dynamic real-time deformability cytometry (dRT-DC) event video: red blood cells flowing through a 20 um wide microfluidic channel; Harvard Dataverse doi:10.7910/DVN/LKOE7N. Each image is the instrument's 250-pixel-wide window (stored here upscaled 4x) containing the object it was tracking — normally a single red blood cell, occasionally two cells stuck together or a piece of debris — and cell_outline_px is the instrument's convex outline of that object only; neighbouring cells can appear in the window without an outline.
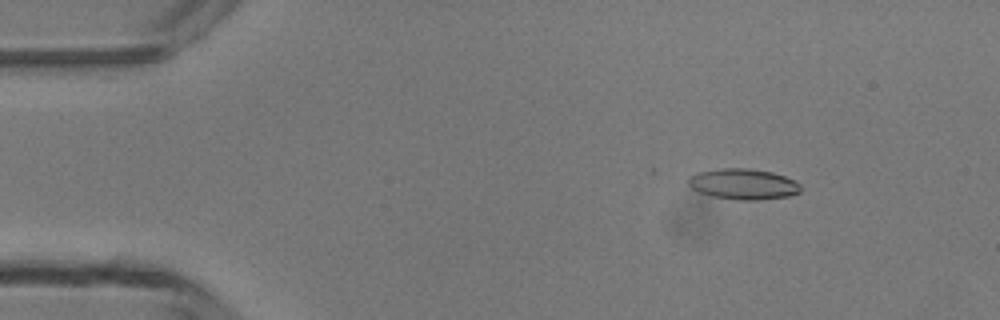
{"species": "common noctule bat (a hibernating species)", "species_latin": "Nyctalus noctula", "temperature_condition": "room temperature", "stored_images_in_passage": 4, "camera_frame_rate_fps": 3000, "um_per_image_px": 0.085, "animal": {"sex": "male", "body_mass_g": 13.3}, "frame": {"image": 1, "passage_image": 2, "time_ms": 2.0, "image_size_px": [1000, 320], "cell_outline_px": [[800, 192], [788, 196], [756, 200], [736, 200], [712, 196], [700, 192], [692, 188], [688, 184], [688, 180], [692, 176], [700, 172], [724, 168], [748, 168], [772, 172], [784, 176], [800, 184]], "centroid_in_image_um": [63.19, 15.65], "position_along_channel_um": 21.8, "area_um2": 19.83}}